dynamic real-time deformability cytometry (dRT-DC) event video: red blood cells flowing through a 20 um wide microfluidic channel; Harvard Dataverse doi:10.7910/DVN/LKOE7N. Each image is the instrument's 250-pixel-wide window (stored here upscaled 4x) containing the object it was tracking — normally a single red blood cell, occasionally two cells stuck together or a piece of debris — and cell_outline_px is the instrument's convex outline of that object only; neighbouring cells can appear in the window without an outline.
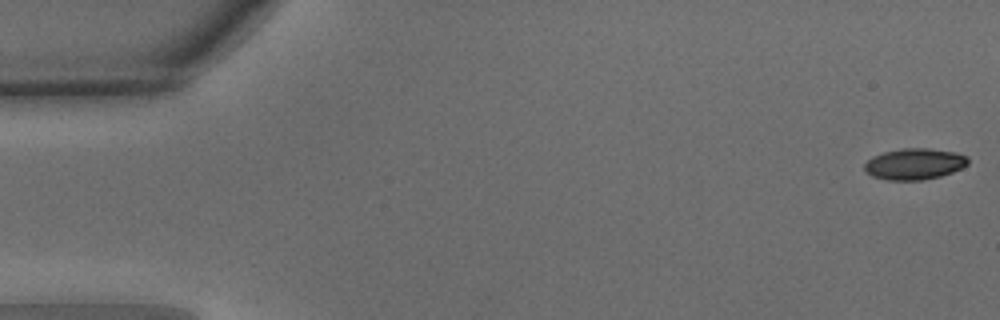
{"species": "common noctule bat (a hibernating species)", "species_latin": "Nyctalus noctula", "temperature_condition": "warm", "stored_images_in_passage": 50, "camera_frame_rate_fps": 3000, "um_per_image_px": 0.085, "animal": {"sex": "male", "body_mass_g": 15.6}, "frame": {"image": 1, "passage_image": 1, "time_ms": 0.0, "image_size_px": [1000, 320], "cell_outline_px": [[968, 164], [952, 172], [940, 176], [924, 180], [888, 180], [872, 176], [864, 172], [864, 164], [872, 156], [884, 152], [904, 148], [928, 148], [956, 152], [968, 156]], "centroid_in_image_um": [77.71, 13.93], "position_along_channel_um": 7.3, "area_um2": 18.9}}
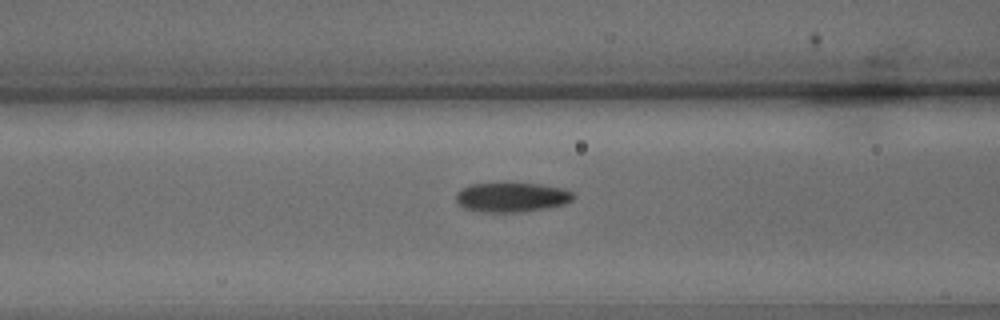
{"frame": {"image": 2, "passage_image": 20, "time_ms": 6.333, "image_size_px": [1000, 320], "cell_outline_px": [[572, 200], [564, 204], [544, 208], [516, 212], [484, 212], [464, 208], [456, 200], [456, 192], [460, 188], [472, 184], [540, 184], [560, 188], [572, 192]], "centroid_in_image_um": [43.44, 16.77], "position_along_channel_um": 123.2, "area_um2": 19.71}}
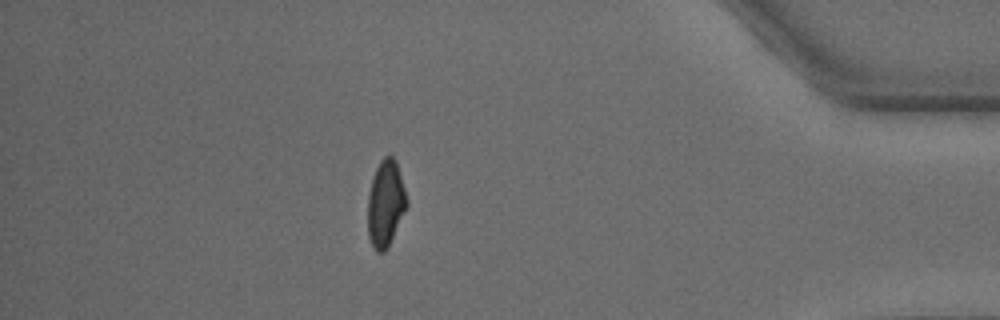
{"frame": {"image": 3, "passage_image": 44, "time_ms": 14.333, "image_size_px": [1000, 320], "cell_outline_px": [[408, 204], [388, 248], [384, 252], [376, 252], [372, 248], [368, 236], [368, 196], [372, 176], [380, 160], [384, 156], [392, 156], [396, 160], [408, 200]], "centroid_in_image_um": [32.77, 17.31], "position_along_channel_um": 402.4, "area_um2": 19.83}, "authors_computed_cell_mechanics": {"area_um2": 19.8254, "velocity_mm_per_s": 4.0303, "shape_relaxation_time_tau1_ms": 3.2596, "shape_relaxation_time_tau2_ms": 1.674, "deformation_change_tau1": 0.1419, "deformation_change_tau2": 0.0716}}